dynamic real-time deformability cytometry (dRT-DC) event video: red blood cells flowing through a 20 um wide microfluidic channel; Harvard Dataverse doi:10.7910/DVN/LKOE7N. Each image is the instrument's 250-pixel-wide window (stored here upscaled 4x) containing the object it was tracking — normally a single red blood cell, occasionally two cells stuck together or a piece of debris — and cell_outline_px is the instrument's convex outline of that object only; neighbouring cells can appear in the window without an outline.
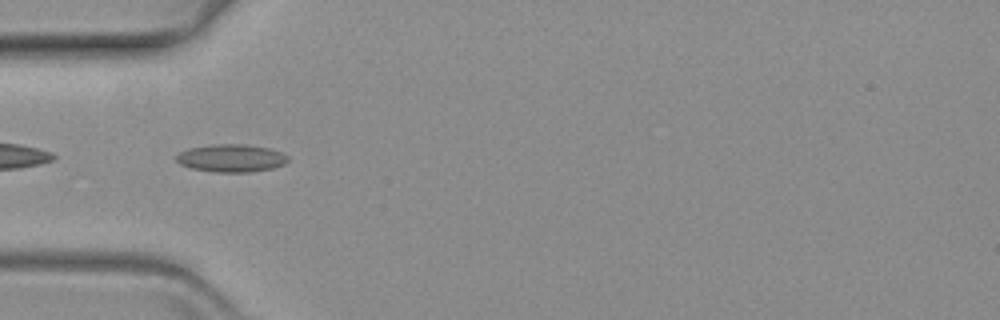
{"species": "common noctule bat (a hibernating species)", "species_latin": "Nyctalus noctula", "temperature_condition": "warm", "stored_images_in_passage": 39, "camera_frame_rate_fps": 3000, "um_per_image_px": 0.085, "animal": {"sex": "female", "body_mass_g": 19.3, "forearm_length_mm": 54.1}, "frame": {"image": 1, "passage_image": 2, "time_ms": 0.333, "image_size_px": [1000, 320], "cell_outline_px": [[288, 160], [284, 164], [272, 168], [252, 172], [216, 172], [192, 168], [180, 164], [176, 160], [176, 156], [180, 152], [188, 148], [212, 144], [244, 144], [268, 148], [280, 152], [288, 156]], "centroid_in_image_um": [19.65, 13.44], "position_along_channel_um": 65.4, "area_um2": 17.98}}
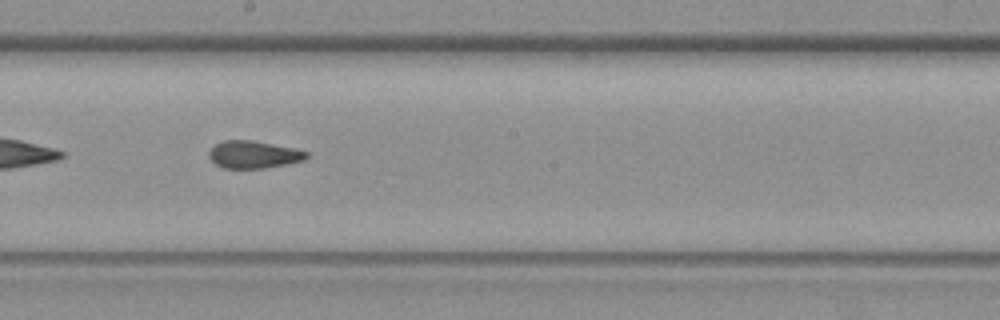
{"frame": {"image": 2, "passage_image": 16, "time_ms": 5.0, "image_size_px": [1000, 320], "cell_outline_px": [[308, 156], [304, 160], [288, 164], [264, 168], [224, 168], [216, 164], [208, 156], [208, 152], [216, 144], [224, 140], [252, 140], [296, 148], [308, 152]], "centroid_in_image_um": [21.58, 13.13], "position_along_channel_um": 226.6, "area_um2": 15.61}}
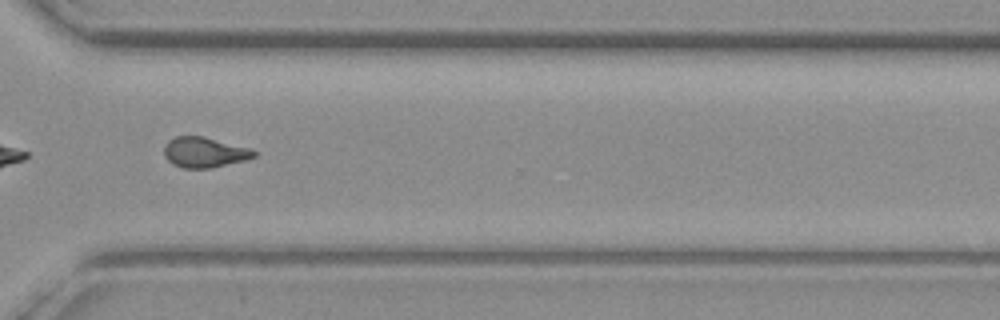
{"frame": {"image": 3, "passage_image": 27, "time_ms": 8.667, "image_size_px": [1000, 320], "cell_outline_px": [[260, 152], [256, 156], [244, 160], [212, 168], [184, 168], [172, 164], [164, 156], [164, 144], [168, 140], [176, 136], [204, 136], [252, 148]], "centroid_in_image_um": [17.4, 12.93], "position_along_channel_um": 353.2, "area_um2": 16.18}}